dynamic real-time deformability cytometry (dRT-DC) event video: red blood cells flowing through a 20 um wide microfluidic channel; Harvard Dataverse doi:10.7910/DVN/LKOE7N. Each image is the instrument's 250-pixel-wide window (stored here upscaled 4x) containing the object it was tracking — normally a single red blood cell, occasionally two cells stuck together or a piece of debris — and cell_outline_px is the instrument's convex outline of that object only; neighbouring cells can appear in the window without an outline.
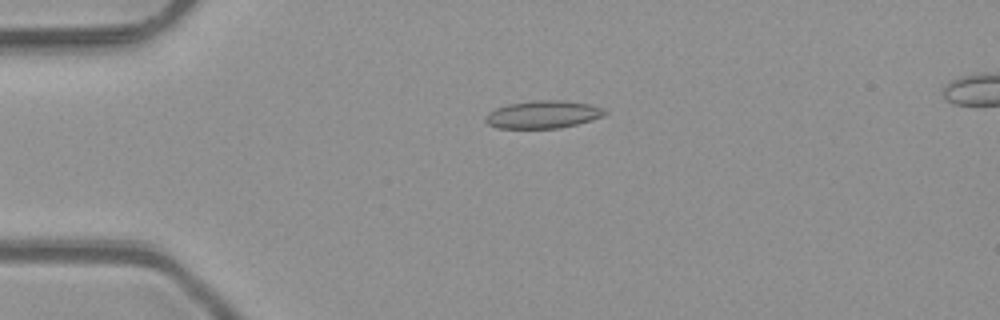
{"species": "common noctule bat (a hibernating species)", "species_latin": "Nyctalus noctula", "temperature_condition": "room temperature", "stored_images_in_passage": 49, "camera_frame_rate_fps": 3000, "um_per_image_px": 0.085, "animal": {"sex": "male", "body_mass_g": 23.1, "forearm_length_mm": 52.7}, "frame": {"image": 1, "passage_image": 11, "time_ms": 3.333, "image_size_px": [1000, 320], "cell_outline_px": [[608, 112], [604, 116], [576, 124], [560, 128], [496, 128], [488, 124], [484, 120], [484, 116], [488, 112], [496, 108], [508, 104], [536, 100], [564, 100], [588, 104], [604, 108]], "centroid_in_image_um": [46.14, 9.73], "position_along_channel_um": 38.9, "area_um2": 19.31}}
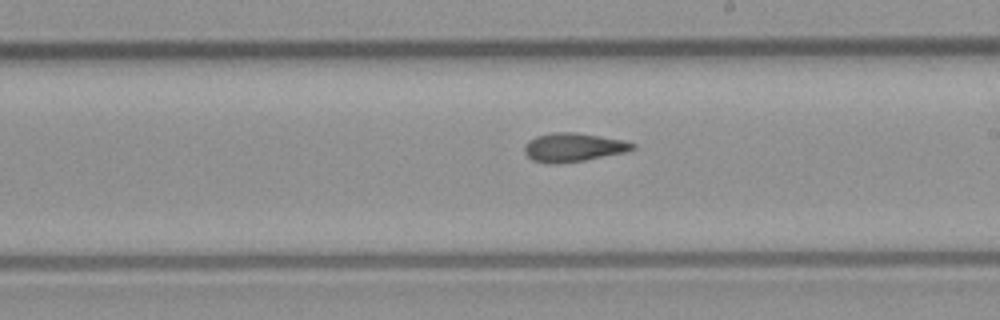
{"frame": {"image": 2, "passage_image": 28, "time_ms": 9.0, "image_size_px": [1000, 320], "cell_outline_px": [[636, 148], [624, 152], [584, 160], [556, 164], [548, 164], [532, 160], [524, 152], [524, 144], [528, 140], [536, 136], [552, 132], [576, 132], [624, 140], [636, 144]], "centroid_in_image_um": [48.7, 12.52], "position_along_channel_um": 240.3, "area_um2": 18.15}}
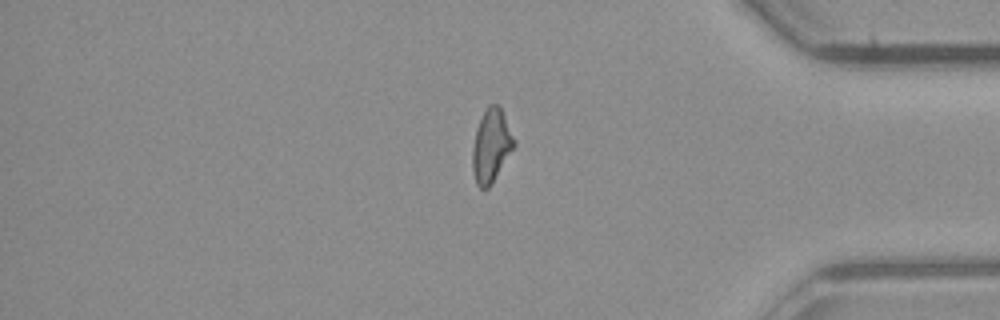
{"frame": {"image": 3, "passage_image": 41, "time_ms": 13.333, "image_size_px": [1000, 320], "cell_outline_px": [[516, 144], [488, 188], [480, 188], [476, 184], [472, 168], [472, 148], [476, 128], [488, 104], [496, 104], [500, 108], [516, 140]], "centroid_in_image_um": [41.74, 12.38], "position_along_channel_um": 393.5, "area_um2": 17.46}, "authors_computed_cell_mechanics": {"area_um2": 17.918, "velocity_mm_per_s": 4.1312, "shape_relaxation_time_tau1_ms": null, "shape_relaxation_time_tau2_ms": 3.9487, "deformation_change_tau1": null, "deformation_change_tau2": 0.127}}